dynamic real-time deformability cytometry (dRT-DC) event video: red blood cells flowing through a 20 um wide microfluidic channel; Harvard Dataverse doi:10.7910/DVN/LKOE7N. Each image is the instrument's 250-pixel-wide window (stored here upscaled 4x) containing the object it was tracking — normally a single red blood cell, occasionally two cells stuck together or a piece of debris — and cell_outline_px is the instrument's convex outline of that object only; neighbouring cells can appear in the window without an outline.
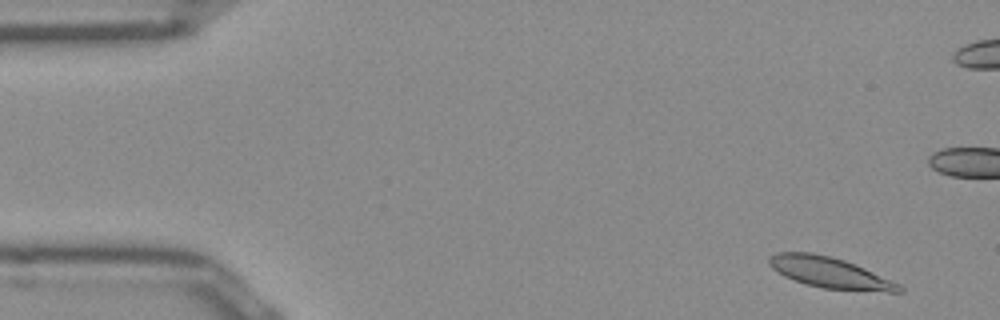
{"species": "Egyptian fruit bat (a non-hibernating species)", "species_latin": "Rousettus aegyptiacus", "temperature_condition": "room temperature", "stored_images_in_passage": 50, "camera_frame_rate_fps": 3000, "um_per_image_px": 0.085, "frame": {"image": 1, "passage_image": 1, "time_ms": 0.0, "image_size_px": [1000, 320], "cell_outline_px": [[904, 292], [888, 292], [824, 288], [804, 284], [784, 276], [776, 272], [768, 264], [768, 260], [776, 252], [812, 252], [832, 256], [856, 264], [900, 284], [904, 288]], "centroid_in_image_um": [70.54, 23.17], "position_along_channel_um": 14.5, "area_um2": 23.47}}
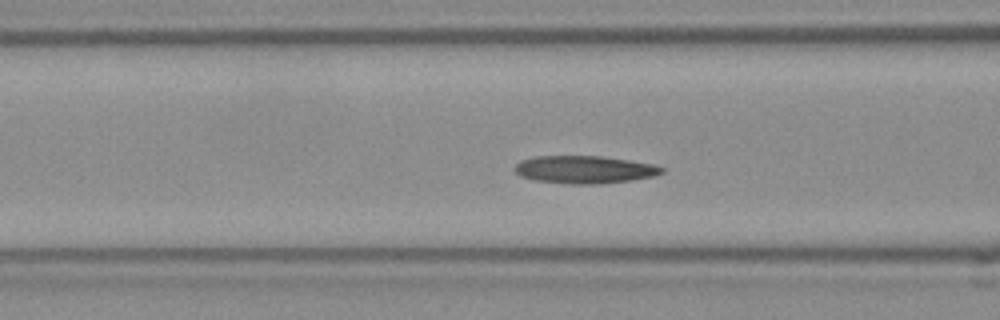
{"frame": {"image": 2, "passage_image": 17, "time_ms": 5.333, "image_size_px": [1000, 320], "cell_outline_px": [[664, 172], [652, 176], [632, 180], [600, 184], [568, 184], [532, 180], [520, 176], [512, 168], [520, 160], [532, 156], [600, 156], [628, 160], [652, 164], [664, 168]], "centroid_in_image_um": [49.61, 14.42], "position_along_channel_um": 117.0, "area_um2": 23.87}}
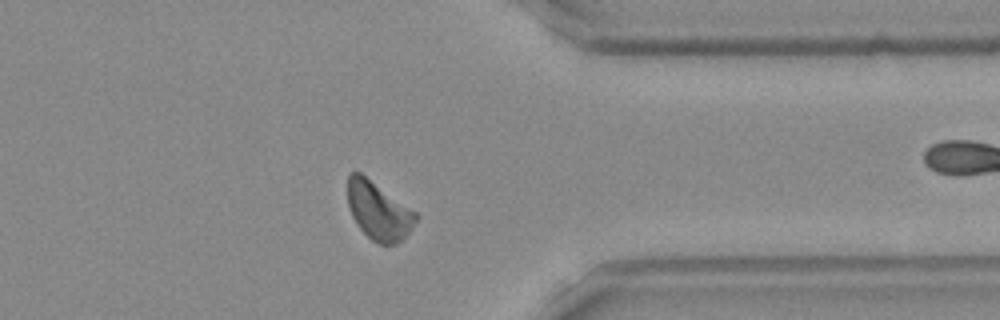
{"frame": {"image": 3, "passage_image": 38, "time_ms": 12.333, "image_size_px": [1000, 320], "cell_outline_px": [[420, 216], [412, 228], [396, 244], [380, 244], [372, 240], [356, 224], [352, 216], [348, 204], [348, 176], [352, 172], [360, 172], [416, 212]], "centroid_in_image_um": [32.18, 17.92], "position_along_channel_um": 379.2, "area_um2": 22.72}, "authors_computed_cell_mechanics": {"area_um2": 22.9466, "velocity_mm_per_s": 3.8893, "shape_relaxation_time_tau1_ms": 3.7879, "shape_relaxation_time_tau2_ms": 3.0666, "deformation_change_tau1": 0.1468, "deformation_change_tau2": 0.1077}}